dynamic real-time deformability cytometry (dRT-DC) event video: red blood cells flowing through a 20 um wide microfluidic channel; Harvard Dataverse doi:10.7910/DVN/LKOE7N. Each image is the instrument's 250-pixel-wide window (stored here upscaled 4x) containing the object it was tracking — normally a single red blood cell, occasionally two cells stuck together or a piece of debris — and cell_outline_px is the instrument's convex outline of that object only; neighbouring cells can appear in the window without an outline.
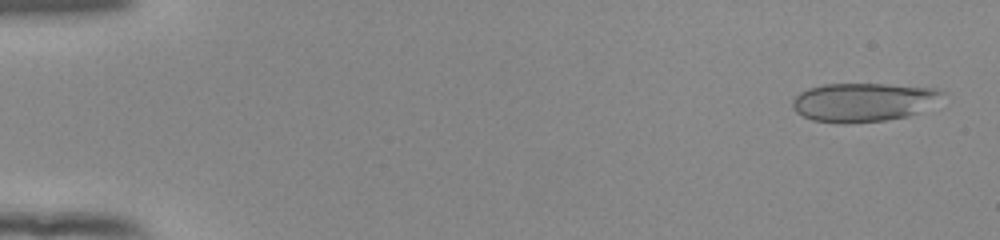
{"species": "human", "species_latin": "Homo sapiens", "temperature_condition": "room temperature", "stored_images_in_passage": 53, "camera_frame_rate_fps": 3000, "um_per_image_px": 0.085, "donor": {"sex": "female"}, "frame": {"image": 1, "passage_image": 2, "time_ms": 0.333, "image_size_px": [1000, 240], "cell_outline_px": [[944, 92], [916, 112], [908, 116], [884, 120], [812, 120], [796, 112], [792, 108], [792, 100], [800, 92], [808, 88], [824, 84], [884, 84], [940, 88]], "centroid_in_image_um": [73.3, 8.62], "position_along_channel_um": 11.7, "area_um2": 32.19}}
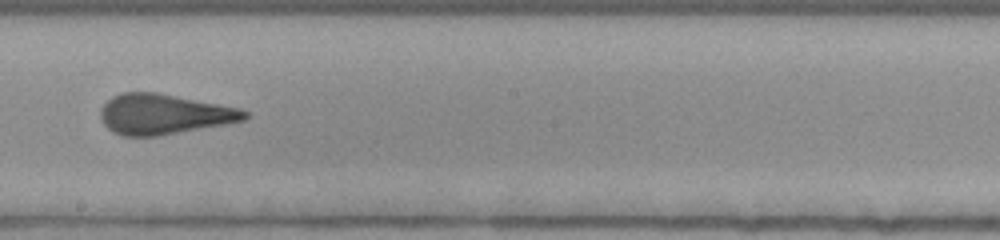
{"frame": {"image": 2, "passage_image": 31, "time_ms": 10.0, "image_size_px": [1000, 240], "cell_outline_px": [[248, 116], [244, 120], [224, 124], [156, 136], [124, 136], [112, 132], [104, 124], [100, 116], [100, 108], [112, 96], [120, 92], [156, 92], [240, 108], [248, 112]], "centroid_in_image_um": [13.89, 9.7], "position_along_channel_um": 234.3, "area_um2": 33.58}}
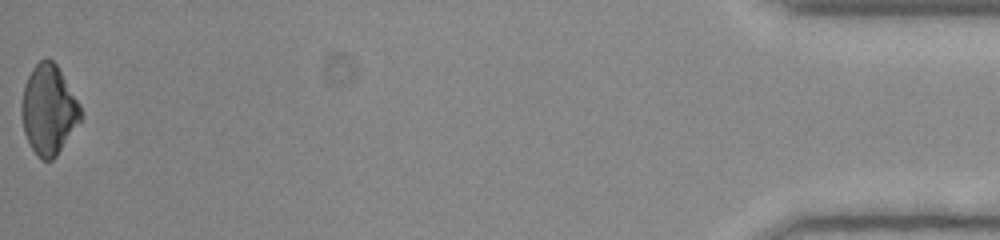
{"frame": {"image": 3, "passage_image": 53, "time_ms": 17.333, "image_size_px": [1000, 240], "cell_outline_px": [[80, 120], [56, 156], [52, 160], [40, 160], [36, 156], [24, 132], [20, 116], [20, 104], [24, 84], [32, 68], [44, 56], [48, 56], [56, 64], [80, 104]], "centroid_in_image_um": [4.09, 9.31], "position_along_channel_um": 431.1, "area_um2": 30.87}, "authors_computed_cell_mechanics": {"area_um2": 33.5818, "velocity_mm_per_s": 3.9176, "shape_relaxation_time_tau1_ms": null, "shape_relaxation_time_tau2_ms": 0.9611, "deformation_change_tau1": null, "deformation_change_tau2": 0.0694}}